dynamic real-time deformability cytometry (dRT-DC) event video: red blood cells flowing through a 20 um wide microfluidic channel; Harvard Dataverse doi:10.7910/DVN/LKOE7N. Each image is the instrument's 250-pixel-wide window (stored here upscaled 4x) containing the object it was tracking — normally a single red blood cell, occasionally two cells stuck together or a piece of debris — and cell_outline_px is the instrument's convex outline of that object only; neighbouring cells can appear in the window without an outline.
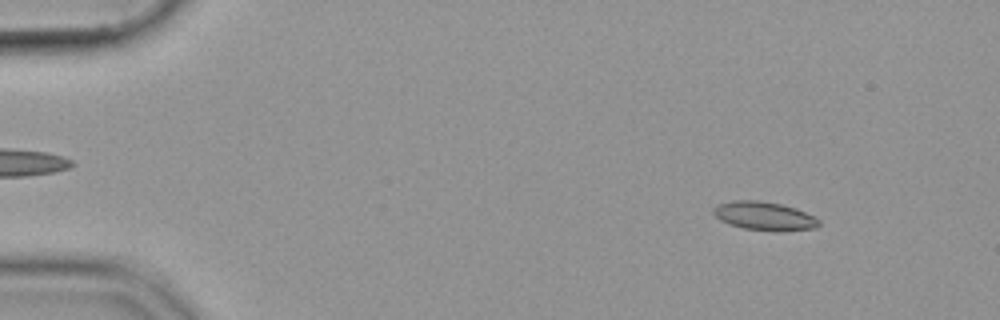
{"species": "common noctule bat (a hibernating species)", "species_latin": "Nyctalus noctula", "temperature_condition": "cold", "stored_images_in_passage": 54, "camera_frame_rate_fps": 3000, "um_per_image_px": 0.085, "animal": {"sex": "female", "body_mass_g": 19.9}, "frame": {"image": 1, "passage_image": 6, "time_ms": 1.667, "image_size_px": [1000, 320], "cell_outline_px": [[820, 224], [816, 228], [776, 232], [744, 228], [728, 224], [720, 220], [712, 212], [712, 208], [716, 204], [732, 200], [756, 200], [780, 204], [796, 208], [820, 220]], "centroid_in_image_um": [64.93, 18.36], "position_along_channel_um": 20.1, "area_um2": 17.69}}
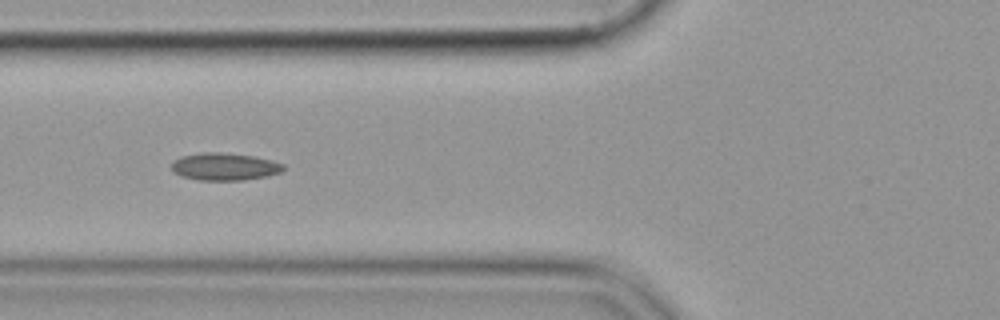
{"frame": {"image": 2, "passage_image": 21, "time_ms": 6.667, "image_size_px": [1000, 320], "cell_outline_px": [[284, 168], [280, 172], [268, 176], [244, 180], [196, 180], [180, 176], [172, 172], [172, 160], [184, 156], [204, 152], [216, 152], [252, 156], [272, 160], [284, 164]], "centroid_in_image_um": [19.06, 14.18], "position_along_channel_um": 106.7, "area_um2": 17.86}}
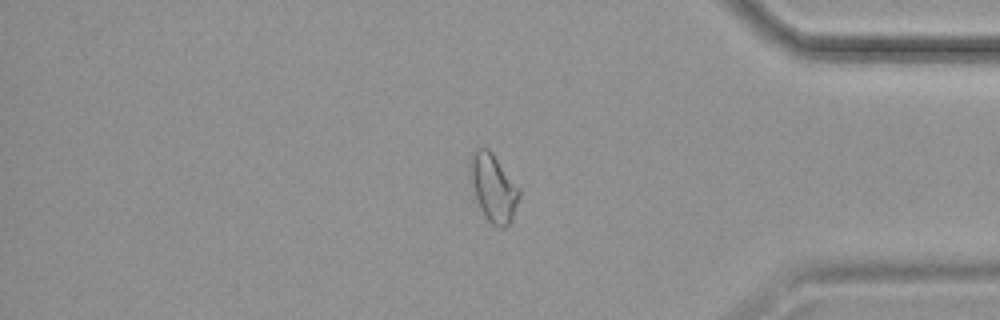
{"frame": {"image": 3, "passage_image": 46, "time_ms": 15.0, "image_size_px": [1000, 320], "cell_outline_px": [[520, 196], [512, 220], [504, 228], [500, 228], [492, 224], [488, 220], [480, 208], [472, 184], [468, 160], [472, 152], [476, 148], [488, 148], [492, 152], [520, 188]], "centroid_in_image_um": [41.94, 15.94], "position_along_channel_um": 393.3, "area_um2": 19.31}}